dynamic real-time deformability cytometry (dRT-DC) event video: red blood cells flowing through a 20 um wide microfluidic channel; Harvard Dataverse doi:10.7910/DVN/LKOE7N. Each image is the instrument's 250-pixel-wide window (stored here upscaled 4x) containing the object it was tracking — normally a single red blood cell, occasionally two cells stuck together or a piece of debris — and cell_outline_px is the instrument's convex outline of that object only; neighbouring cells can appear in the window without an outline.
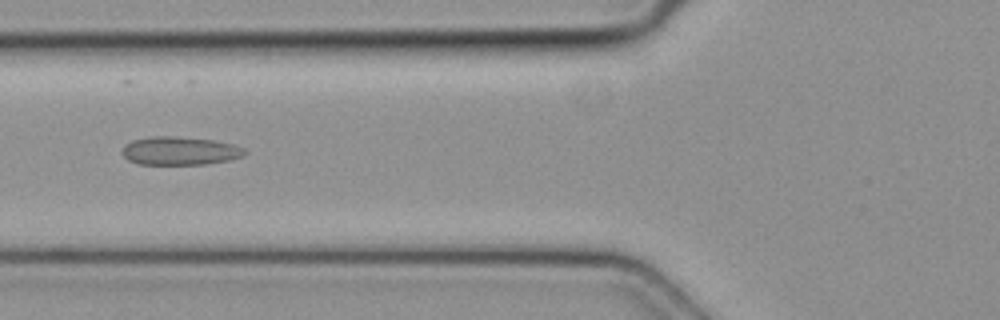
{"species": "common noctule bat (a hibernating species)", "species_latin": "Nyctalus noctula", "temperature_condition": "cold", "stored_images_in_passage": 7, "camera_frame_rate_fps": 3000, "um_per_image_px": 0.085, "animal": {"sex": "female", "body_mass_g": 19.3, "forearm_length_mm": 54.1}, "frame": {"image": 1, "passage_image": 6, "time_ms": 1.667, "image_size_px": [1000, 320], "cell_outline_px": [[248, 152], [244, 156], [228, 160], [204, 164], [136, 164], [128, 160], [120, 152], [124, 144], [132, 140], [152, 136], [172, 136], [212, 140], [232, 144], [244, 148]], "centroid_in_image_um": [15.25, 12.82], "position_along_channel_um": 110.6, "area_um2": 20.29}}